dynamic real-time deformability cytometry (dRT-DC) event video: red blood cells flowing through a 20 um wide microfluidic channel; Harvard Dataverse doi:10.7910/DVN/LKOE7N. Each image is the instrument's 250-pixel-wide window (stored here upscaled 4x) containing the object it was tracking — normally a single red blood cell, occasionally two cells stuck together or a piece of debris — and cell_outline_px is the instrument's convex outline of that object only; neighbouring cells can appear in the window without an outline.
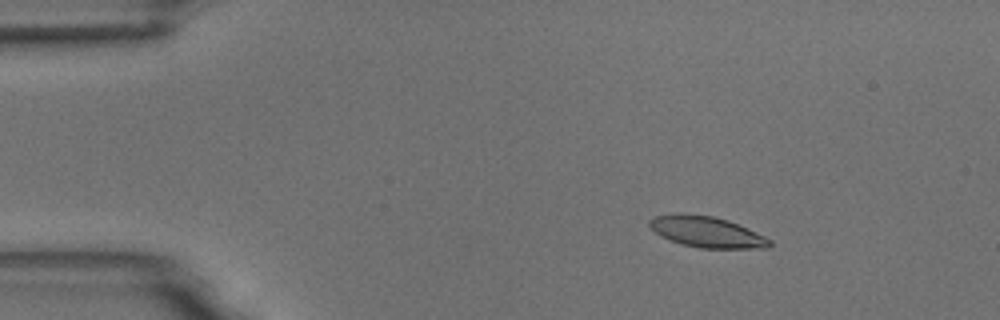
{"species": "common noctule bat (a hibernating species)", "species_latin": "Nyctalus noctula", "temperature_condition": "room temperature", "stored_images_in_passage": 43, "camera_frame_rate_fps": 3000, "um_per_image_px": 0.085, "animal": {"sex": "male", "body_mass_g": 18.8}, "frame": {"image": 1, "passage_image": 1, "time_ms": 0.0, "image_size_px": [1000, 320], "cell_outline_px": [[772, 244], [768, 248], [700, 248], [680, 244], [660, 236], [648, 224], [648, 220], [656, 216], [680, 212], [712, 216], [728, 220], [764, 236], [772, 240]], "centroid_in_image_um": [60.05, 19.71], "position_along_channel_um": 25.0, "area_um2": 21.68}}
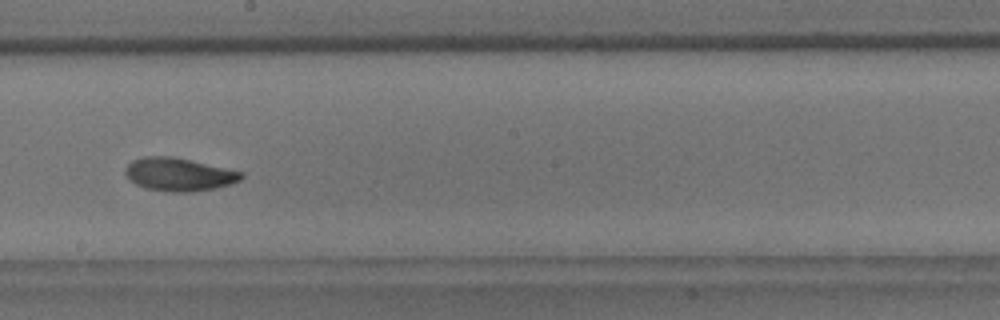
{"frame": {"image": 2, "passage_image": 24, "time_ms": 7.667, "image_size_px": [1000, 320], "cell_outline_px": [[244, 176], [240, 180], [232, 184], [216, 188], [192, 192], [172, 192], [144, 188], [136, 184], [124, 172], [124, 168], [132, 160], [144, 156], [172, 156], [244, 172]], "centroid_in_image_um": [15.22, 14.82], "position_along_channel_um": 233.0, "area_um2": 22.43}}
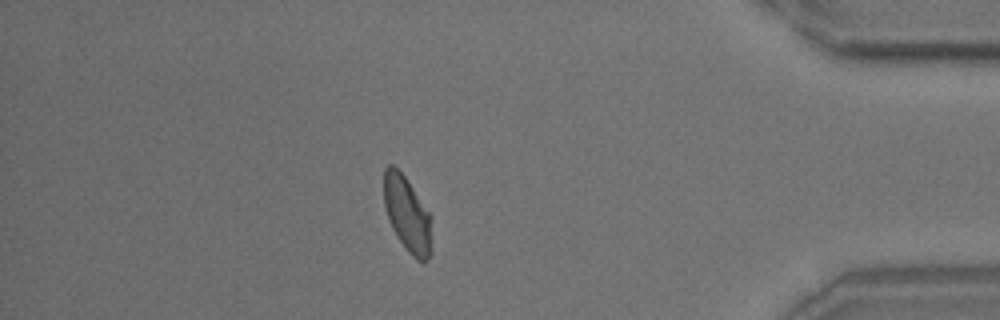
{"frame": {"image": 3, "passage_image": 41, "time_ms": 13.333, "image_size_px": [1000, 320], "cell_outline_px": [[432, 252], [428, 260], [416, 260], [408, 252], [392, 228], [388, 220], [384, 204], [384, 168], [388, 164], [392, 164], [404, 176], [432, 216]], "centroid_in_image_um": [34.64, 18.24], "position_along_channel_um": 400.6, "area_um2": 21.15}}